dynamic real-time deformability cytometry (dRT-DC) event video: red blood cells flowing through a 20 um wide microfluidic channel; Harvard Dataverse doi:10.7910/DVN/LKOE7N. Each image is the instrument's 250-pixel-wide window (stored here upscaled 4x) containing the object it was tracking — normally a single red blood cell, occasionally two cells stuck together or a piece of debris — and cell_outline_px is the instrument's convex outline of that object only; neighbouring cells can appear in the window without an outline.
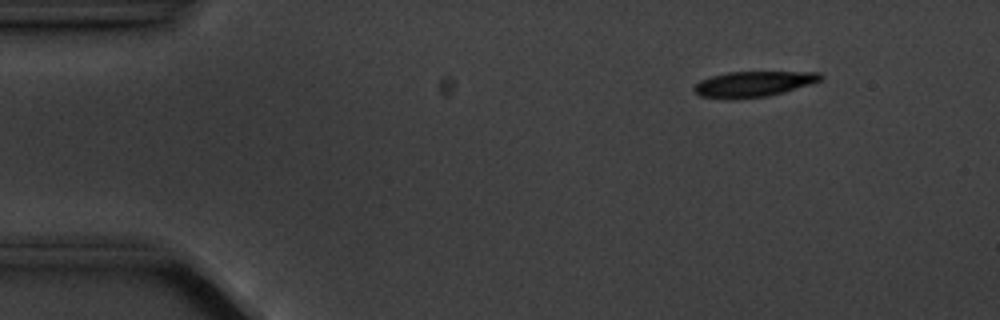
{"species": "common noctule bat (a hibernating species)", "species_latin": "Nyctalus noctula", "temperature_condition": "cold", "stored_images_in_passage": 5, "camera_frame_rate_fps": 3000, "um_per_image_px": 0.085, "animal": {"sex": "male", "body_mass_g": 20.1, "forearm_length_mm": 53.5}, "frame": {"image": 1, "passage_image": 2, "time_ms": 1.333, "image_size_px": [1000, 320], "cell_outline_px": [[824, 76], [820, 80], [784, 92], [768, 96], [700, 96], [692, 88], [700, 80], [712, 76], [728, 72], [820, 72]], "centroid_in_image_um": [64.09, 7.09], "position_along_channel_um": 20.9, "area_um2": 17.8}}